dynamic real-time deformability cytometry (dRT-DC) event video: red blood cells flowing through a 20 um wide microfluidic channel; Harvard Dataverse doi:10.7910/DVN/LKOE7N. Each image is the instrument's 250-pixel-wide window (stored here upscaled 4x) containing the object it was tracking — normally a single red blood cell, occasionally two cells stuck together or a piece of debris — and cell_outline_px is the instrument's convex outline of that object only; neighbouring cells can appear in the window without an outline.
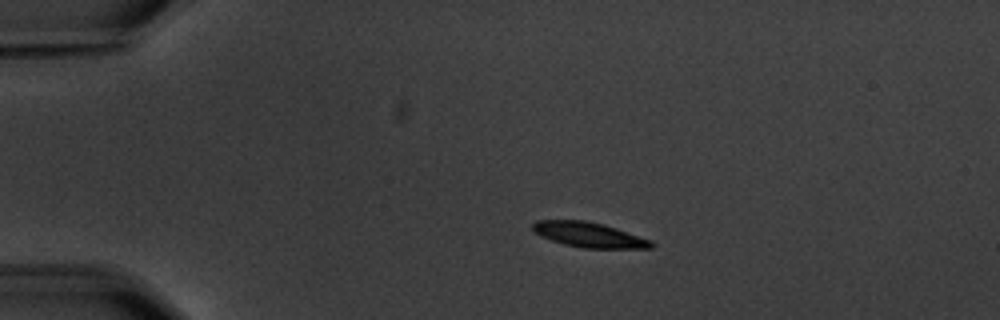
{"species": "common noctule bat (a hibernating species)", "species_latin": "Nyctalus noctula", "temperature_condition": "warm", "stored_images_in_passage": 5, "camera_frame_rate_fps": 3000, "um_per_image_px": 0.085, "animal": {"sex": "male", "body_mass_g": 20.1, "forearm_length_mm": 53.5}, "frame": {"image": 1, "passage_image": 3, "time_ms": 2.333, "image_size_px": [1000, 320], "cell_outline_px": [[656, 244], [652, 248], [584, 248], [564, 244], [540, 236], [532, 228], [532, 224], [536, 220], [584, 220], [616, 228], [652, 240]], "centroid_in_image_um": [50.08, 19.96], "position_along_channel_um": 34.9, "area_um2": 17.17}}